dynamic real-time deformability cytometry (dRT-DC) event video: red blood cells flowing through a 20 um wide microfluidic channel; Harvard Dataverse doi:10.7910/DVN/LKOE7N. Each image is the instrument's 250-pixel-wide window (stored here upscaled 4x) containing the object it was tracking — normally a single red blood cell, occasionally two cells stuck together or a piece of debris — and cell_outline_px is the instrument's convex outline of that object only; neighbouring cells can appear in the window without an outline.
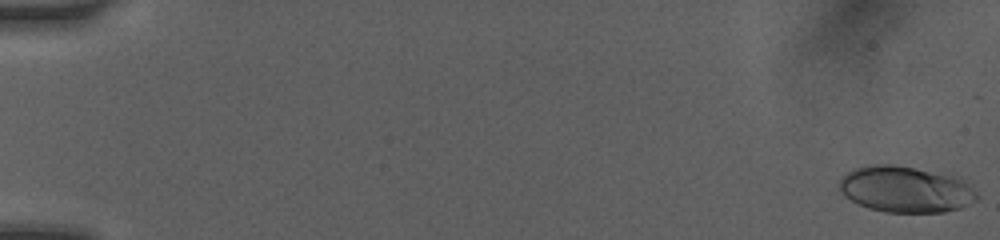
{"species": "human", "species_latin": "Homo sapiens", "temperature_condition": "room temperature", "stored_images_in_passage": 24, "camera_frame_rate_fps": 3000, "um_per_image_px": 0.085, "donor": {"sex": "female"}, "frame": {"image": 1, "passage_image": 1, "time_ms": 0.0, "image_size_px": [1000, 240], "cell_outline_px": [[980, 196], [976, 200], [960, 208], [944, 212], [884, 212], [868, 208], [844, 196], [840, 192], [840, 180], [848, 172], [856, 168], [872, 164], [892, 164], [960, 176]], "centroid_in_image_um": [77.01, 16.09], "position_along_channel_um": 8.0, "area_um2": 37.11}}
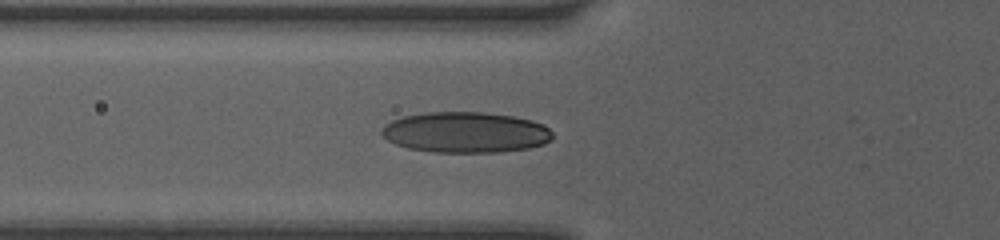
{"frame": {"image": 2, "passage_image": 18, "time_ms": 6.333, "image_size_px": [1000, 240], "cell_outline_px": [[552, 140], [544, 144], [528, 148], [500, 152], [432, 152], [408, 148], [396, 144], [388, 140], [380, 132], [380, 128], [384, 124], [392, 120], [404, 116], [428, 112], [484, 112], [512, 116], [532, 120], [544, 124], [552, 132]], "centroid_in_image_um": [39.57, 11.25], "position_along_channel_um": 86.2, "area_um2": 40.75}}
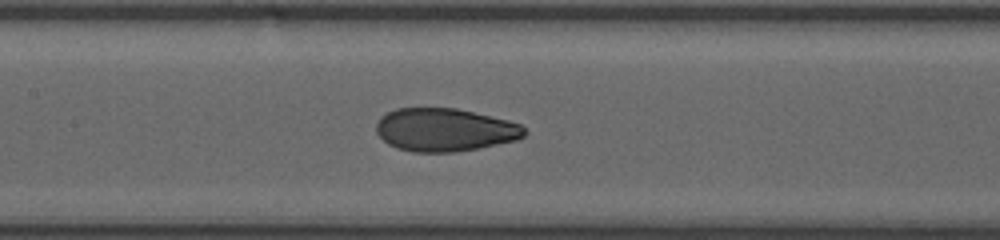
{"frame": {"image": 3, "passage_image": 24, "time_ms": 8.333, "image_size_px": [1000, 240], "cell_outline_px": [[528, 132], [524, 136], [516, 140], [456, 152], [412, 152], [396, 148], [388, 144], [376, 132], [376, 124], [380, 116], [396, 108], [456, 108], [508, 120], [520, 124]], "centroid_in_image_um": [37.78, 11.03], "position_along_channel_um": 169.6, "area_um2": 37.17}}